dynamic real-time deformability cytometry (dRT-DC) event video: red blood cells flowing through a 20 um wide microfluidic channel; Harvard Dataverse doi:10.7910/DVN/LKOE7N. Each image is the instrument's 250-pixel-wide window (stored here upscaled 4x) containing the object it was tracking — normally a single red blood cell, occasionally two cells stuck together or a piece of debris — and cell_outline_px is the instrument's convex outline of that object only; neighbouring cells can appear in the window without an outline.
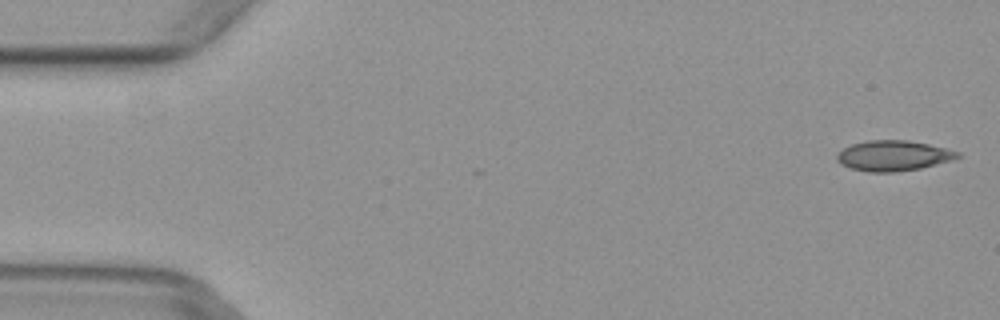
{"species": "common noctule bat (a hibernating species)", "species_latin": "Nyctalus noctula", "temperature_condition": "warm", "stored_images_in_passage": 7, "camera_frame_rate_fps": 3000, "um_per_image_px": 0.085, "animal": {"sex": "female", "body_mass_g": 29.2, "forearm_length_mm": 56.3}, "frame": {"image": 1, "passage_image": 1, "time_ms": 0.0, "image_size_px": [1000, 320], "cell_outline_px": [[960, 156], [952, 160], [920, 168], [896, 172], [868, 172], [852, 168], [840, 164], [836, 160], [836, 156], [844, 148], [852, 144], [868, 140], [908, 140], [928, 144], [960, 152]], "centroid_in_image_um": [75.92, 13.23], "position_along_channel_um": 9.1, "area_um2": 21.21}}